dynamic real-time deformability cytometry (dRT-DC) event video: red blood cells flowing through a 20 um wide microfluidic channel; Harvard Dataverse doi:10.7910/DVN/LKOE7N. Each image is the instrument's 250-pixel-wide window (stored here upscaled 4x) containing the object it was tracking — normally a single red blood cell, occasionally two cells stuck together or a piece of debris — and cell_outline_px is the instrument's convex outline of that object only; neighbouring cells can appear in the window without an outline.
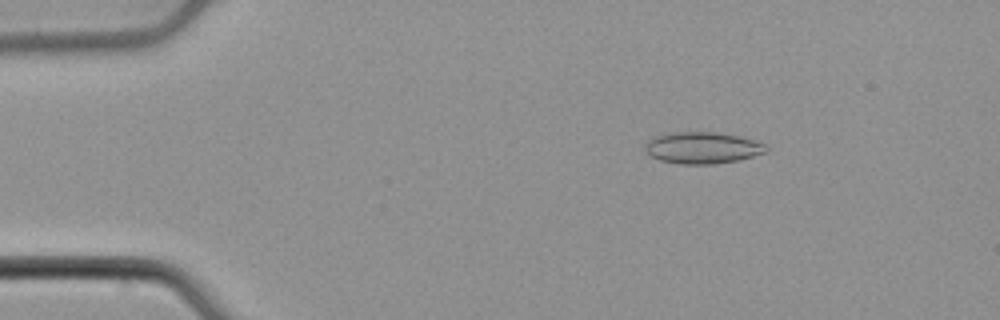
{"species": "common noctule bat (a hibernating species)", "species_latin": "Nyctalus noctula", "temperature_condition": "cold", "stored_images_in_passage": 47, "camera_frame_rate_fps": 3000, "um_per_image_px": 0.085, "animal": {"sex": "male", "body_mass_g": 21.5, "forearm_length_mm": 52.0}, "frame": {"image": 1, "passage_image": 2, "time_ms": 0.333, "image_size_px": [1000, 320], "cell_outline_px": [[768, 152], [740, 160], [712, 164], [680, 164], [660, 160], [652, 156], [644, 148], [644, 144], [652, 136], [668, 132], [716, 132], [740, 136], [756, 140], [768, 144]], "centroid_in_image_um": [59.74, 12.55], "position_along_channel_um": 25.3, "area_um2": 22.72}}
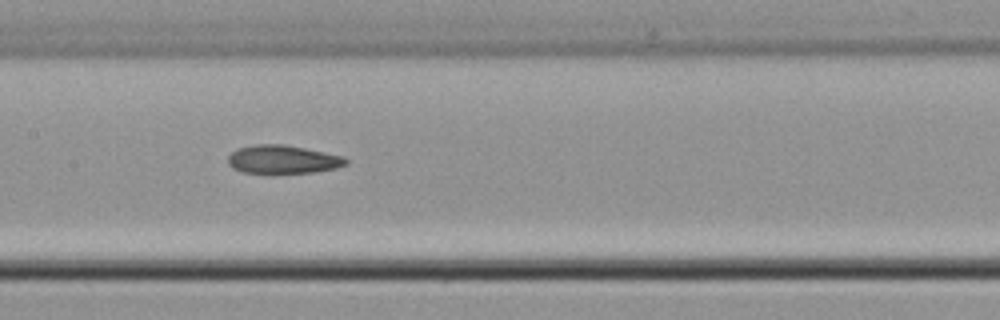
{"frame": {"image": 2, "passage_image": 20, "time_ms": 6.333, "image_size_px": [1000, 320], "cell_outline_px": [[348, 164], [336, 168], [316, 172], [272, 176], [244, 172], [232, 168], [228, 164], [228, 156], [236, 148], [256, 144], [284, 144], [344, 156], [348, 160]], "centroid_in_image_um": [24.02, 13.59], "position_along_channel_um": 183.4, "area_um2": 20.4}}
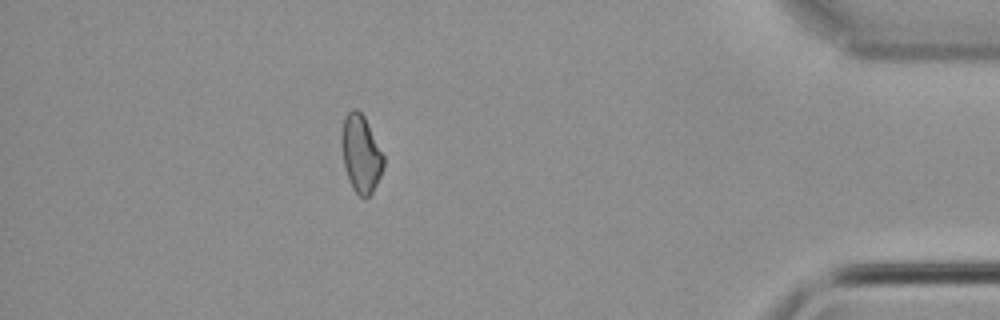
{"frame": {"image": 3, "passage_image": 41, "time_ms": 13.333, "image_size_px": [1000, 320], "cell_outline_px": [[384, 168], [372, 192], [364, 200], [352, 188], [344, 164], [340, 144], [340, 140], [344, 116], [352, 108], [356, 108], [364, 116], [384, 156]], "centroid_in_image_um": [30.66, 13.05], "position_along_channel_um": 404.5, "area_um2": 18.96}, "authors_computed_cell_mechanics": {"area_um2": 20.1144, "velocity_mm_per_s": 3.8385, "shape_relaxation_time_tau1_ms": 8.8931, "shape_relaxation_time_tau2_ms": 6.6025, "deformation_change_tau1": 0.1441, "deformation_change_tau2": 0.128}}